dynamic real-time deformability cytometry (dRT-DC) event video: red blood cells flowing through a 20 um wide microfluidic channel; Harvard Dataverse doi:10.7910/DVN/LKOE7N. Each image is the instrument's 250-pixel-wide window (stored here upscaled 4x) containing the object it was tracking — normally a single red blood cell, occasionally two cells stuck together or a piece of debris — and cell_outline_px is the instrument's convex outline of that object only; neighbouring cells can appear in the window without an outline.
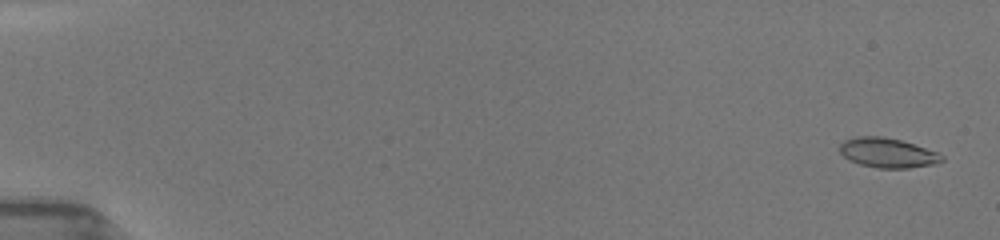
{"species": "common noctule bat (a hibernating species)", "species_latin": "Nyctalus noctula", "temperature_condition": "room temperature", "stored_images_in_passage": 79, "camera_frame_rate_fps": 3000, "um_per_image_px": 0.085, "animal": {"sex": "female", "body_mass_g": 19.5, "forearm_length_mm": 54.1}, "frame": {"image": 1, "passage_image": 3, "time_ms": 0.333, "image_size_px": [1000, 240], "cell_outline_px": [[944, 160], [932, 164], [908, 168], [876, 168], [860, 164], [844, 156], [840, 152], [840, 144], [844, 140], [860, 136], [880, 136], [900, 140], [936, 152]], "centroid_in_image_um": [75.4, 12.99], "position_along_channel_um": 9.6, "area_um2": 17.17}}
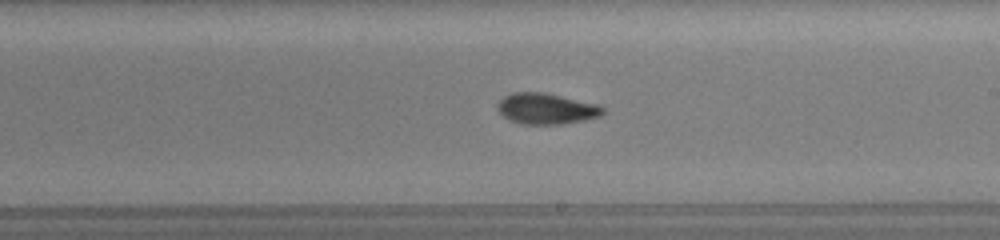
{"frame": {"image": 2, "passage_image": 47, "time_ms": 10.333, "image_size_px": [1000, 240], "cell_outline_px": [[604, 112], [600, 116], [584, 120], [560, 124], [520, 124], [504, 116], [500, 112], [500, 100], [504, 96], [512, 92], [544, 92], [596, 104], [604, 108]], "centroid_in_image_um": [46.45, 9.23], "position_along_channel_um": 242.5, "area_um2": 18.61}}
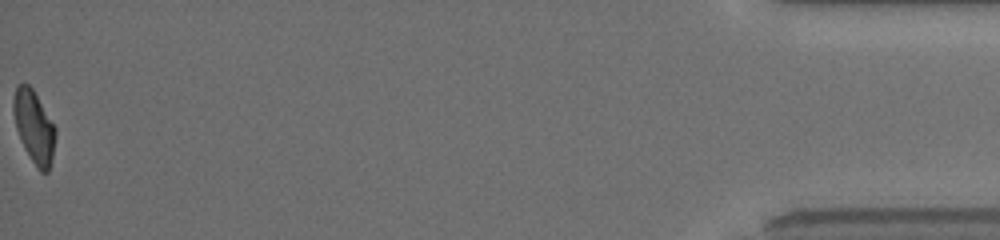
{"frame": {"image": 3, "passage_image": 79, "time_ms": 17.333, "image_size_px": [1000, 240], "cell_outline_px": [[56, 136], [52, 156], [48, 172], [40, 172], [24, 148], [16, 128], [12, 112], [12, 100], [16, 84], [28, 84], [32, 88], [56, 128]], "centroid_in_image_um": [2.87, 10.75], "position_along_channel_um": 432.3, "area_um2": 17.69}, "authors_computed_cell_mechanics": {"area_um2": 18.0336, "velocity_mm_per_s": 3.987, "shape_relaxation_time_tau1_ms": 3.3262, "shape_relaxation_time_tau2_ms": 2.8986, "deformation_change_tau1": 0.1553, "deformation_change_tau2": 0.0915}}